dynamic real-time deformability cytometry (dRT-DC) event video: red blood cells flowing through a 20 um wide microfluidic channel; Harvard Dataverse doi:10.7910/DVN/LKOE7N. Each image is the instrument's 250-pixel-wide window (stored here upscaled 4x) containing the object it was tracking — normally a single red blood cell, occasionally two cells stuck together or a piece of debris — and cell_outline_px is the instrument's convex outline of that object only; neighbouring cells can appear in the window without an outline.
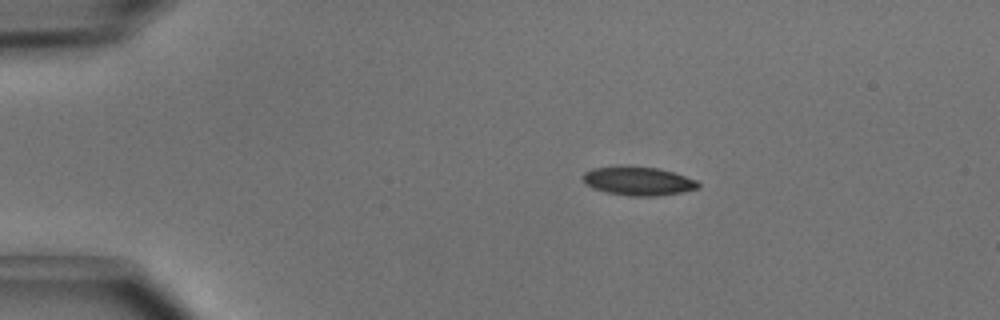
{"species": "common noctule bat (a hibernating species)", "species_latin": "Nyctalus noctula", "temperature_condition": "cold", "stored_images_in_passage": 42, "camera_frame_rate_fps": 3000, "um_per_image_px": 0.085, "animal": {"sex": "male", "body_mass_g": 15.6}, "frame": {"image": 1, "passage_image": 1, "time_ms": 0.0, "image_size_px": [1000, 320], "cell_outline_px": [[700, 188], [680, 192], [656, 196], [628, 196], [608, 192], [592, 188], [580, 176], [584, 172], [592, 168], [616, 164], [628, 164], [660, 168], [696, 180], [700, 184]], "centroid_in_image_um": [54.2, 15.34], "position_along_channel_um": 30.8, "area_um2": 19.77}}
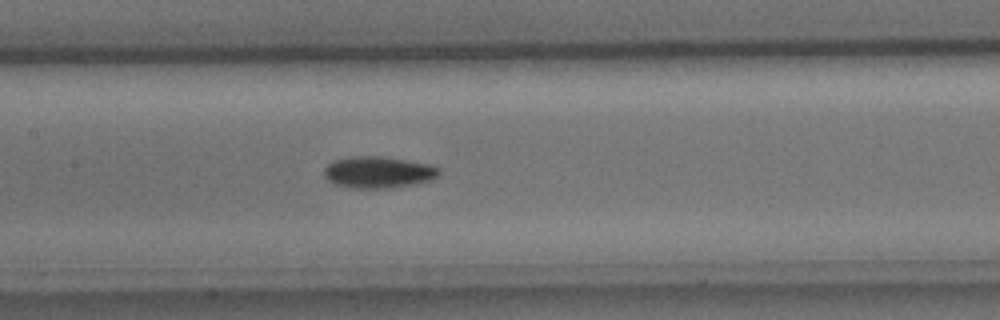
{"frame": {"image": 2, "passage_image": 16, "time_ms": 5.0, "image_size_px": [1000, 320], "cell_outline_px": [[440, 176], [432, 180], [416, 184], [388, 188], [352, 188], [336, 184], [328, 180], [324, 176], [324, 168], [328, 164], [336, 160], [352, 156], [384, 156], [432, 164], [440, 168]], "centroid_in_image_um": [32.22, 14.63], "position_along_channel_um": 175.2, "area_um2": 21.44}}
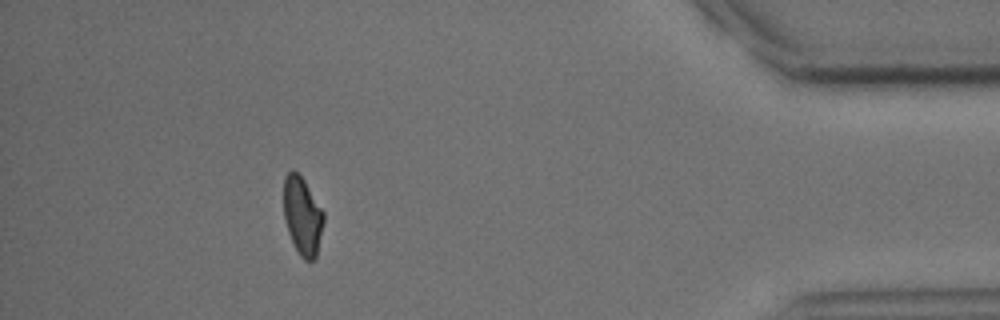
{"frame": {"image": 3, "passage_image": 37, "time_ms": 12.0, "image_size_px": [1000, 320], "cell_outline_px": [[324, 220], [316, 256], [312, 260], [304, 260], [300, 256], [288, 232], [284, 220], [284, 176], [292, 168], [304, 180], [324, 212]], "centroid_in_image_um": [25.7, 18.33], "position_along_channel_um": 409.5, "area_um2": 18.03}, "authors_computed_cell_mechanics": {"area_um2": 19.5942, "velocity_mm_per_s": 4.035, "shape_relaxation_time_tau1_ms": 1.939, "shape_relaxation_time_tau2_ms": null, "deformation_change_tau1": 0.1174, "deformation_change_tau2": null}}